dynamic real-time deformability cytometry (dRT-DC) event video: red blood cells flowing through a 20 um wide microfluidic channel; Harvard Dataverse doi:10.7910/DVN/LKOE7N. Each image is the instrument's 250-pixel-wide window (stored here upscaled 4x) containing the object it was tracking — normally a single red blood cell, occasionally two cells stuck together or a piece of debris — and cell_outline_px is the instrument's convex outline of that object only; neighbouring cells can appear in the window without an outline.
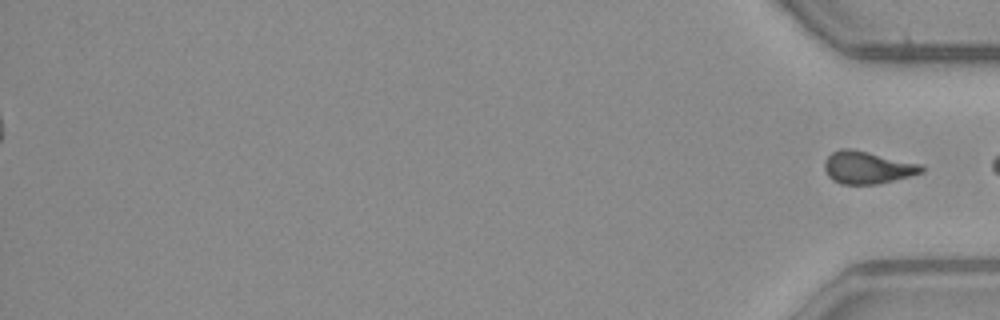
{"species": "common noctule bat (a hibernating species)", "species_latin": "Nyctalus noctula", "temperature_condition": "warm", "stored_images_in_passage": 52, "segment_of_instrument_passage": [2, 2], "camera_frame_rate_fps": 3000, "um_per_image_px": 0.085, "animal": {"sex": "male", "body_mass_g": 23.1, "forearm_length_mm": 52.7}, "frame": {"image": 1, "passage_image": 52, "time_ms": 17.0, "image_size_px": [1000, 320], "cell_outline_px": [[924, 172], [876, 184], [840, 184], [832, 180], [828, 176], [824, 168], [824, 160], [832, 152], [840, 148], [852, 148], [920, 164], [924, 168]], "centroid_in_image_um": [73.67, 14.23], "position_along_channel_um": 361.5, "area_um2": 18.26}}